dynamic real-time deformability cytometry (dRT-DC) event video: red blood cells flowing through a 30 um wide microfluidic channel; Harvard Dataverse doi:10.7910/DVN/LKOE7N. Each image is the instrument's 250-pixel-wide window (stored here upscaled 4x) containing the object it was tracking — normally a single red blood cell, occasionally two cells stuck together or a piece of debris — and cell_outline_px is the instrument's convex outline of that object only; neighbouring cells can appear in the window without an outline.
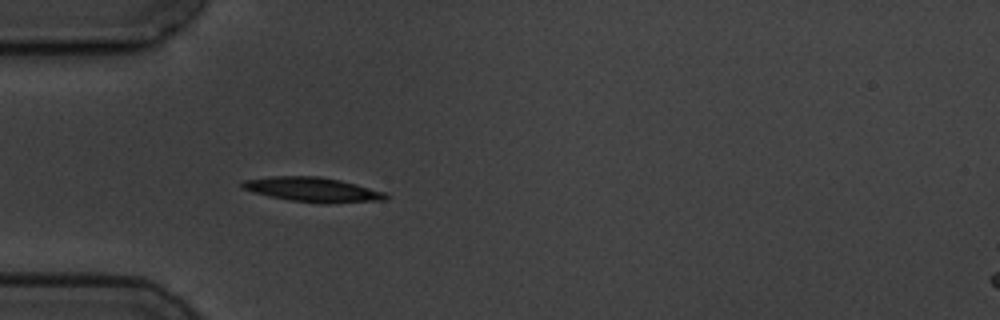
{"species": "common noctule bat (a hibernating species)", "species_latin": "Nyctalus noctula", "temperature_condition": "cold", "stored_images_in_passage": 5, "camera_frame_rate_fps": 3000, "um_per_image_px": 0.085, "animal": {"sex": "male", "body_mass_g": 19.5, "forearm_length_mm": 54.6}, "frame": {"image": 1, "passage_image": 5, "time_ms": 4.667, "image_size_px": [1000, 320], "cell_outline_px": [[388, 200], [292, 200], [268, 196], [240, 188], [240, 184], [244, 180], [268, 176], [320, 176], [340, 180], [356, 184], [384, 192], [388, 196]], "centroid_in_image_um": [26.43, 16.04], "position_along_channel_um": 58.6, "area_um2": 19.25}}